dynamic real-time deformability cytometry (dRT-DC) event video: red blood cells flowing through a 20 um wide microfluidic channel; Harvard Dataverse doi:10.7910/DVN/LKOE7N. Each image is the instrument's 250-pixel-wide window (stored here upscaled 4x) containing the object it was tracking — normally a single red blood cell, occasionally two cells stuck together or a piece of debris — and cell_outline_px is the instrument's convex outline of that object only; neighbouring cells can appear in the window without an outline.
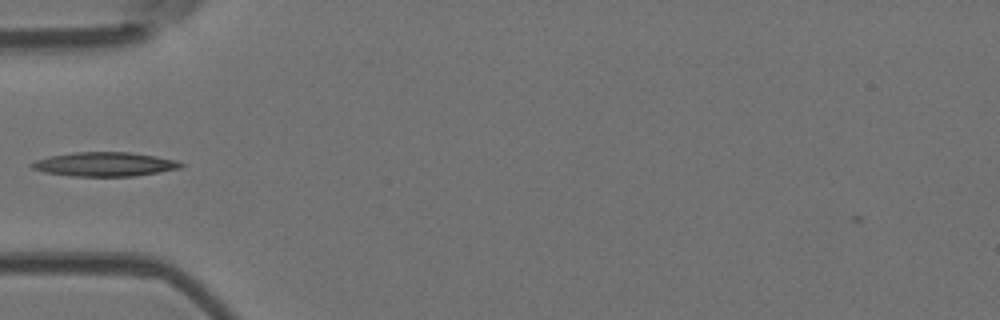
{"species": "Egyptian fruit bat (a non-hibernating species)", "species_latin": "Rousettus aegyptiacus", "temperature_condition": "room temperature", "stored_images_in_passage": 2, "camera_frame_rate_fps": 3000, "um_per_image_px": 0.085, "animal": {"sex": "female"}, "frame": {"image": 1, "passage_image": 1, "time_ms": 0.0, "image_size_px": [1000, 320], "cell_outline_px": [[184, 164], [180, 168], [132, 176], [72, 176], [44, 172], [32, 168], [28, 164], [36, 160], [48, 156], [72, 152], [132, 152], [180, 160]], "centroid_in_image_um": [8.88, 13.95], "position_along_channel_um": 76.1, "area_um2": 21.04}}
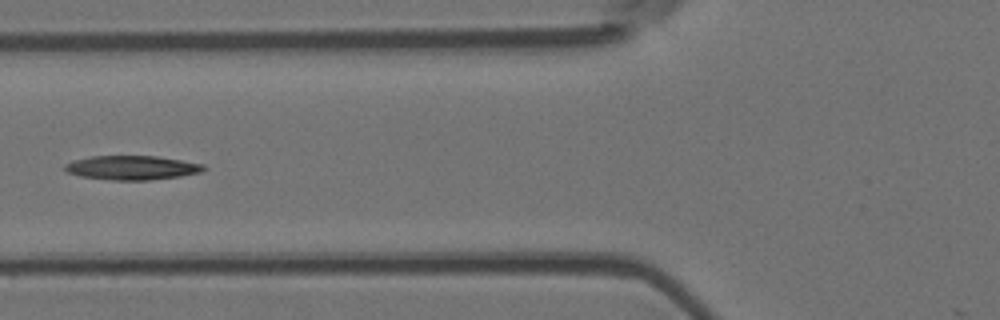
{"frame": {"image": 2, "passage_image": 2, "time_ms": 0.333, "image_size_px": [1000, 320], "cell_outline_px": [[208, 168], [200, 172], [180, 176], [148, 180], [112, 180], [80, 176], [68, 172], [64, 168], [64, 164], [72, 160], [92, 156], [156, 156], [204, 164]], "centroid_in_image_um": [11.21, 14.25], "position_along_channel_um": 114.6, "area_um2": 19.48}}